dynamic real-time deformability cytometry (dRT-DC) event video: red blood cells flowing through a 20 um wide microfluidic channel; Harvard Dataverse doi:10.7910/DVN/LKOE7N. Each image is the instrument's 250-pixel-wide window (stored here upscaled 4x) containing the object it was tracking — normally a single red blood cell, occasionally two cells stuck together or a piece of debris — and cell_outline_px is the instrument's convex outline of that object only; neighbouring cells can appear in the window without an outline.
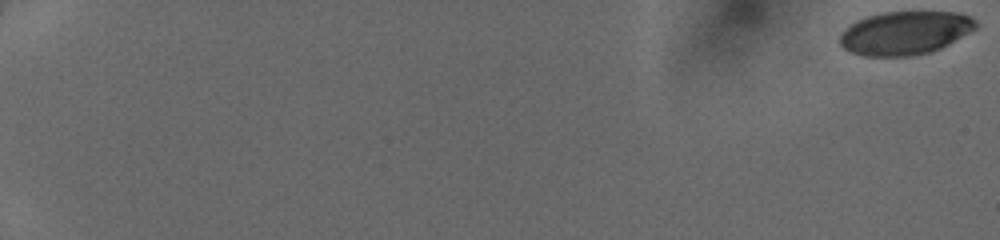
{"species": "human", "species_latin": "Homo sapiens", "temperature_condition": "cold", "stored_images_in_passage": 52, "camera_frame_rate_fps": 3000, "um_per_image_px": 0.085, "donor": {"sex": "female"}, "frame": {"image": 1, "passage_image": 1, "time_ms": 0.0, "image_size_px": [1000, 240], "cell_outline_px": [[976, 28], [948, 44], [932, 52], [912, 56], [864, 56], [848, 52], [840, 44], [840, 32], [856, 20], [868, 16], [884, 12], [956, 12], [972, 16], [976, 20]], "centroid_in_image_um": [76.9, 2.8], "position_along_channel_um": 8.1, "area_um2": 34.51}}
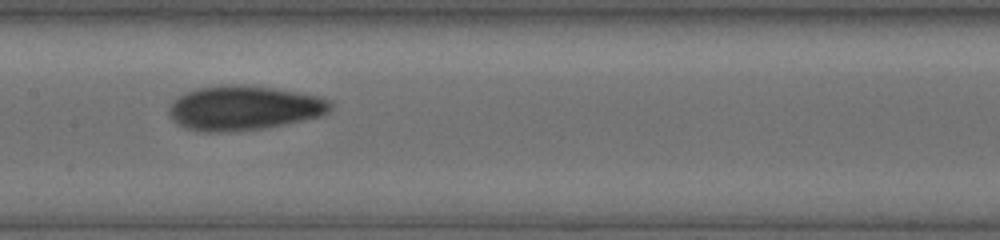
{"frame": {"image": 2, "passage_image": 30, "time_ms": 9.667, "image_size_px": [1000, 240], "cell_outline_px": [[332, 108], [324, 116], [284, 124], [260, 128], [224, 132], [204, 132], [184, 128], [176, 124], [172, 120], [168, 112], [168, 108], [172, 100], [184, 92], [196, 88], [220, 84], [240, 84], [272, 88], [320, 96], [332, 100]], "centroid_in_image_um": [20.7, 9.17], "position_along_channel_um": 186.7, "area_um2": 42.37}}
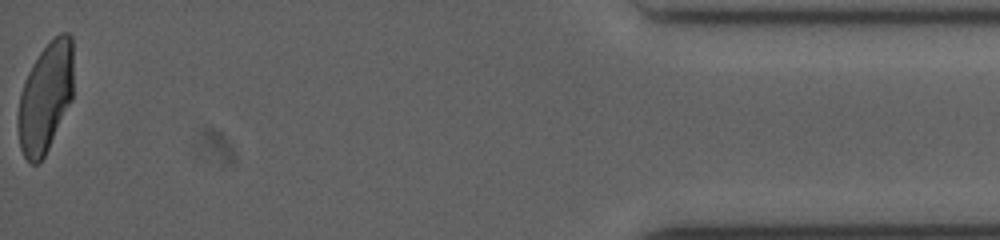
{"frame": {"image": 3, "passage_image": 52, "time_ms": 17.0, "image_size_px": [1000, 240], "cell_outline_px": [[72, 100], [44, 156], [36, 164], [32, 164], [24, 156], [20, 148], [16, 128], [16, 116], [20, 92], [24, 80], [32, 64], [40, 52], [60, 32], [68, 32], [72, 36]], "centroid_in_image_um": [3.83, 8.29], "position_along_channel_um": 431.4, "area_um2": 35.6}}